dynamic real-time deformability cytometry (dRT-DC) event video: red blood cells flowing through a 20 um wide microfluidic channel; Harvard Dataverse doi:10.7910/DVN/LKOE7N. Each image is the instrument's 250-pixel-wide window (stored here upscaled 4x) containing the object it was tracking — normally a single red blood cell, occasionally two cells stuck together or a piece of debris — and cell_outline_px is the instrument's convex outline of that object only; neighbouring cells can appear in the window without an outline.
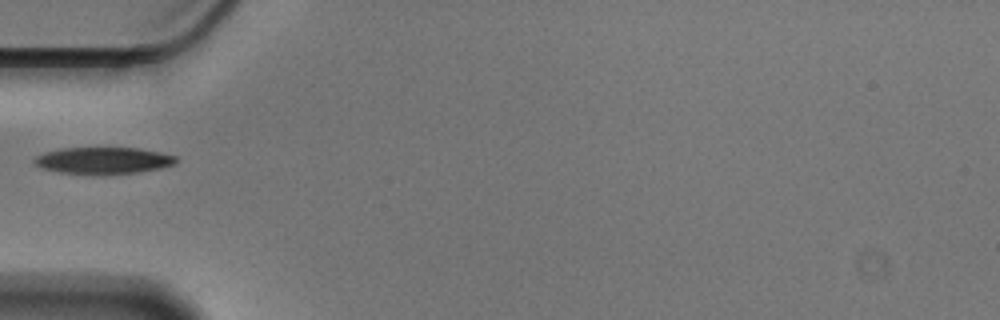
{"species": "Egyptian fruit bat (a non-hibernating species)", "species_latin": "Rousettus aegyptiacus", "temperature_condition": "cold", "stored_images_in_passage": 39, "camera_frame_rate_fps": 3000, "um_per_image_px": 0.085, "animal": {"sex": "male"}, "frame": {"image": 1, "passage_image": 1, "time_ms": 0.0, "image_size_px": [1000, 320], "cell_outline_px": [[176, 164], [160, 168], [140, 172], [108, 176], [92, 176], [60, 172], [40, 168], [32, 160], [36, 156], [44, 152], [60, 148], [140, 148], [160, 152], [176, 156]], "centroid_in_image_um": [8.76, 13.67], "position_along_channel_um": 76.2, "area_um2": 22.77}}
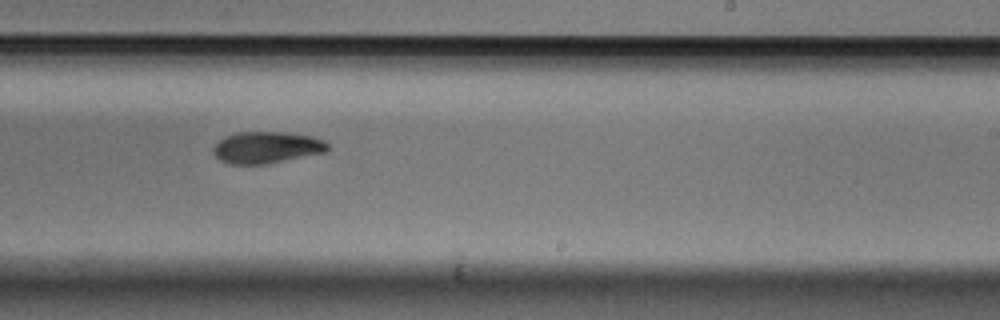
{"frame": {"image": 2, "passage_image": 17, "time_ms": 5.333, "image_size_px": [1000, 320], "cell_outline_px": [[328, 152], [268, 164], [228, 164], [220, 160], [212, 152], [212, 148], [224, 136], [236, 132], [284, 132], [312, 136], [324, 140], [328, 144]], "centroid_in_image_um": [22.67, 12.54], "position_along_channel_um": 266.3, "area_um2": 21.39}}
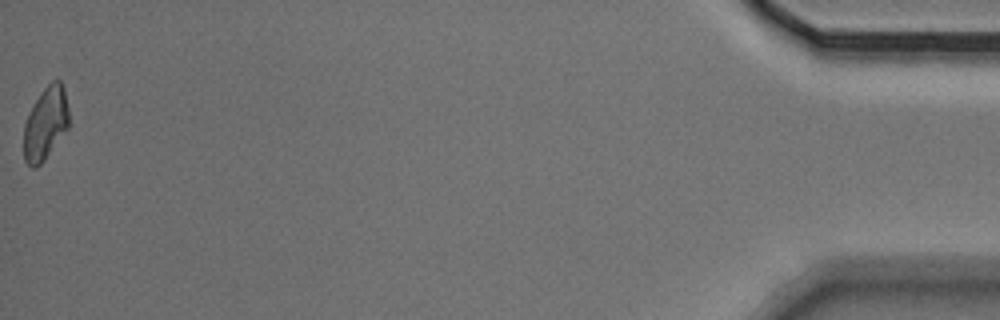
{"frame": {"image": 3, "passage_image": 39, "time_ms": 12.667, "image_size_px": [1000, 320], "cell_outline_px": [[68, 128], [44, 160], [36, 168], [32, 168], [24, 160], [24, 124], [40, 92], [52, 80], [60, 80], [64, 88], [68, 108]], "centroid_in_image_um": [3.87, 10.5], "position_along_channel_um": 431.3, "area_um2": 18.96}}